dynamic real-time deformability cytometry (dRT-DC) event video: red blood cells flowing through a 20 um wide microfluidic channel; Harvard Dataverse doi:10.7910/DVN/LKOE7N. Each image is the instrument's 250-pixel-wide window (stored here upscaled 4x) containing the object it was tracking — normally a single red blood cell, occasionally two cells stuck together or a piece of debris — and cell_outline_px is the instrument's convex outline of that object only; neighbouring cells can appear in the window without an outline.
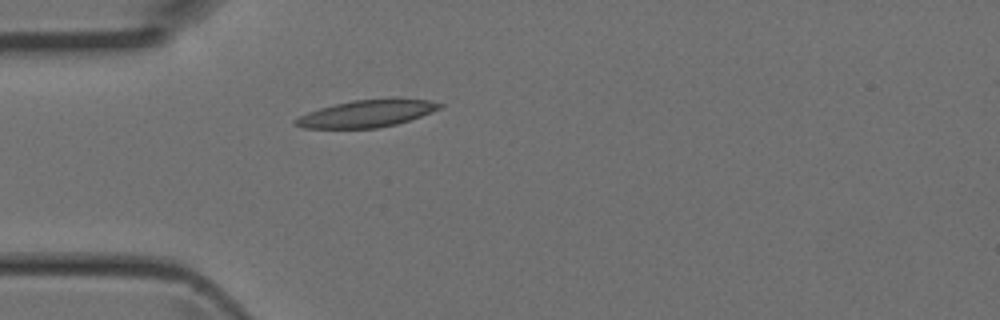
{"species": "Egyptian fruit bat (a non-hibernating species)", "species_latin": "Rousettus aegyptiacus", "temperature_condition": "room temperature", "stored_images_in_passage": 3, "camera_frame_rate_fps": 3000, "um_per_image_px": 0.085, "animal": {"sex": "female"}, "frame": {"image": 1, "passage_image": 3, "time_ms": 0.667, "image_size_px": [1000, 320], "cell_outline_px": [[444, 104], [440, 108], [420, 116], [396, 124], [376, 128], [304, 128], [296, 124], [292, 120], [308, 112], [320, 108], [352, 100], [428, 100]], "centroid_in_image_um": [31.11, 9.68], "position_along_channel_um": 53.9, "area_um2": 21.96}}